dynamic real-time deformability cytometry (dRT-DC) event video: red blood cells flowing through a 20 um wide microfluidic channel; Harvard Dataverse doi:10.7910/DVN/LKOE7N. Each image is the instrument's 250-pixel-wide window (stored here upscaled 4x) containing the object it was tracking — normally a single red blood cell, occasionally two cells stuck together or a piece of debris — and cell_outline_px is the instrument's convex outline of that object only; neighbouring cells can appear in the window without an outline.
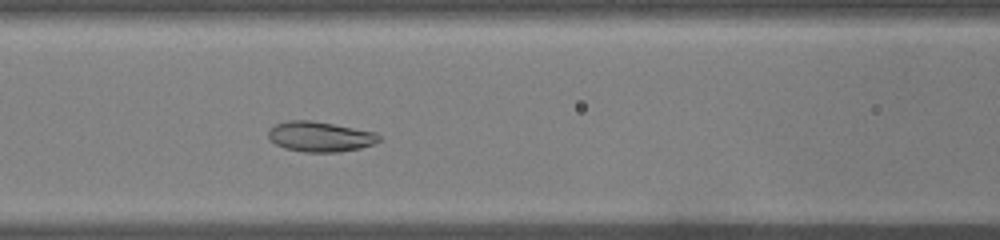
{"species": "common noctule bat (a hibernating species)", "species_latin": "Nyctalus noctula", "temperature_condition": "warm", "stored_images_in_passage": 44, "camera_frame_rate_fps": 3000, "um_per_image_px": 0.085, "animal": {"sex": "male", "body_mass_g": 19.0, "forearm_length_mm": 50.8}, "frame": {"image": 1, "passage_image": 16, "time_ms": 5.0, "image_size_px": [1000, 240], "cell_outline_px": [[380, 140], [372, 144], [360, 148], [340, 152], [304, 152], [284, 148], [276, 144], [268, 136], [268, 128], [276, 124], [288, 120], [312, 120], [376, 132], [380, 136]], "centroid_in_image_um": [27.19, 11.61], "position_along_channel_um": 139.4, "area_um2": 19.48}}
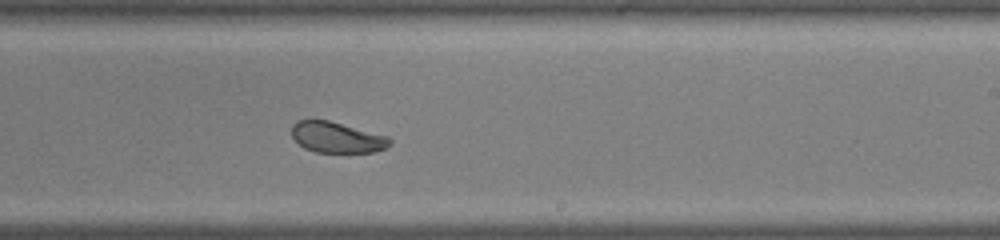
{"frame": {"image": 2, "passage_image": 25, "time_ms": 8.0, "image_size_px": [1000, 240], "cell_outline_px": [[392, 144], [376, 152], [316, 152], [304, 148], [292, 136], [292, 124], [296, 120], [328, 120], [388, 136], [392, 140]], "centroid_in_image_um": [28.64, 11.67], "position_along_channel_um": 260.4, "area_um2": 17.57}}
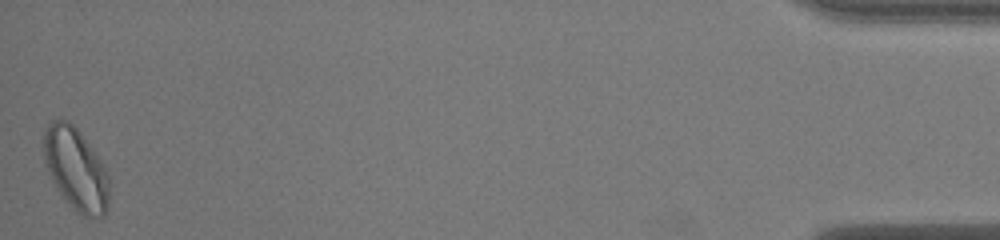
{"frame": {"image": 3, "passage_image": 44, "time_ms": 14.333, "image_size_px": [1000, 240], "cell_outline_px": [[108, 208], [104, 216], [84, 216], [76, 212], [60, 192], [44, 160], [44, 128], [48, 124], [56, 120], [68, 120], [80, 132], [100, 160], [108, 176]], "centroid_in_image_um": [6.46, 14.36], "position_along_channel_um": 428.7, "area_um2": 30.58}, "authors_computed_cell_mechanics": {"area_um2": 21.7328, "velocity_mm_per_s": 4.0489, "shape_relaxation_time_tau1_ms": null, "shape_relaxation_time_tau2_ms": 3.2614, "deformation_change_tau1": null, "deformation_change_tau2": 0.0638}}